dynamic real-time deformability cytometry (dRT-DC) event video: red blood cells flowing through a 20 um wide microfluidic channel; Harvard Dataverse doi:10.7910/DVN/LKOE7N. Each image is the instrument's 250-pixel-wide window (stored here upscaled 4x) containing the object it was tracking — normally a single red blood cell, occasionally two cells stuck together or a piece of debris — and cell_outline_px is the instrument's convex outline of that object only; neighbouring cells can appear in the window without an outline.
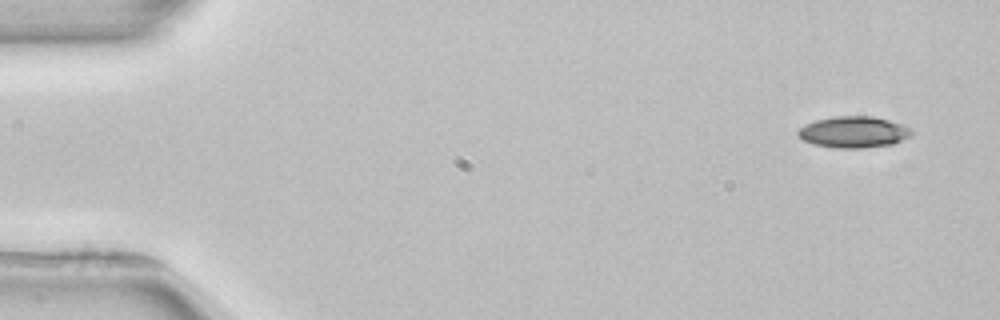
{"species": "common noctule bat (a hibernating species)", "species_latin": "Nyctalus noctula", "temperature_condition": "room temperature", "stored_images_in_passage": 3, "camera_frame_rate_fps": 3000, "um_per_image_px": 0.085, "animal": {"sex": "female", "body_mass_g": 22.7, "forearm_length_mm": 54.2}, "frame": {"image": 1, "passage_image": 1, "time_ms": 0.0, "image_size_px": [1000, 320], "cell_outline_px": [[912, 132], [908, 136], [892, 144], [864, 148], [836, 148], [812, 144], [796, 136], [796, 132], [804, 124], [816, 120], [836, 116], [872, 116], [888, 120], [912, 128]], "centroid_in_image_um": [72.5, 11.22], "position_along_channel_um": 12.5, "area_um2": 20.69}}